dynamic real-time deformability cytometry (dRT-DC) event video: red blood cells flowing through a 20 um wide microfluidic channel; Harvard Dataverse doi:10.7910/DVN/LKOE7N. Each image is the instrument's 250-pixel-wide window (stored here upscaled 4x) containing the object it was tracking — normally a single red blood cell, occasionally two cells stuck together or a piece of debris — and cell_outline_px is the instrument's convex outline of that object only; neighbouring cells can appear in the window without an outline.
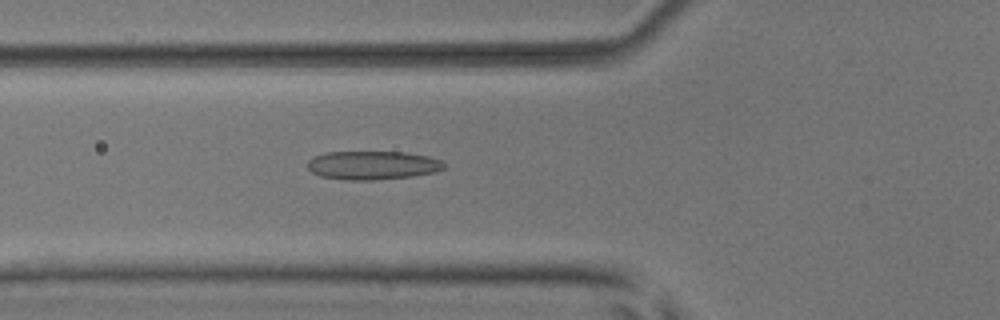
{"species": "common noctule bat (a hibernating species)", "species_latin": "Nyctalus noctula", "temperature_condition": "room temperature", "stored_images_in_passage": 45, "camera_frame_rate_fps": 3000, "um_per_image_px": 0.085, "animal": {"sex": "male", "body_mass_g": 17.9, "forearm_length_mm": 54.2}, "frame": {"image": 1, "passage_image": 12, "time_ms": 3.667, "image_size_px": [1000, 320], "cell_outline_px": [[444, 168], [436, 172], [412, 176], [376, 180], [344, 180], [320, 176], [312, 172], [308, 168], [308, 160], [312, 156], [324, 152], [404, 152], [428, 156], [440, 160], [444, 164]], "centroid_in_image_um": [31.64, 14.05], "position_along_channel_um": 94.2, "area_um2": 22.89}}
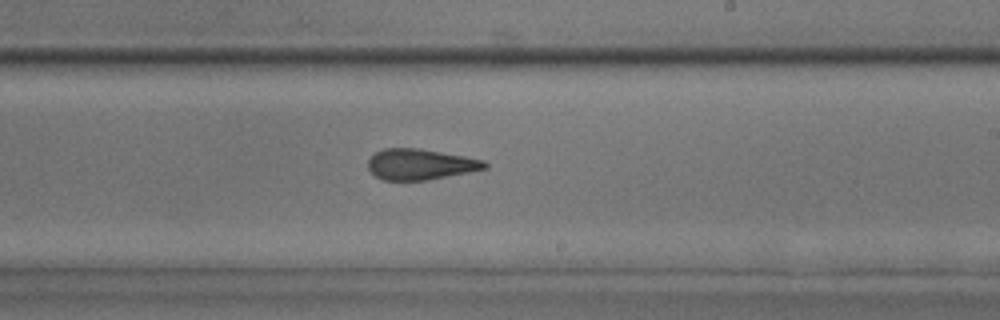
{"frame": {"image": 2, "passage_image": 24, "time_ms": 7.667, "image_size_px": [1000, 320], "cell_outline_px": [[488, 168], [428, 180], [384, 180], [376, 176], [368, 168], [368, 160], [376, 152], [384, 148], [420, 148], [464, 156], [484, 160], [488, 164]], "centroid_in_image_um": [35.74, 13.96], "position_along_channel_um": 253.3, "area_um2": 20.87}}
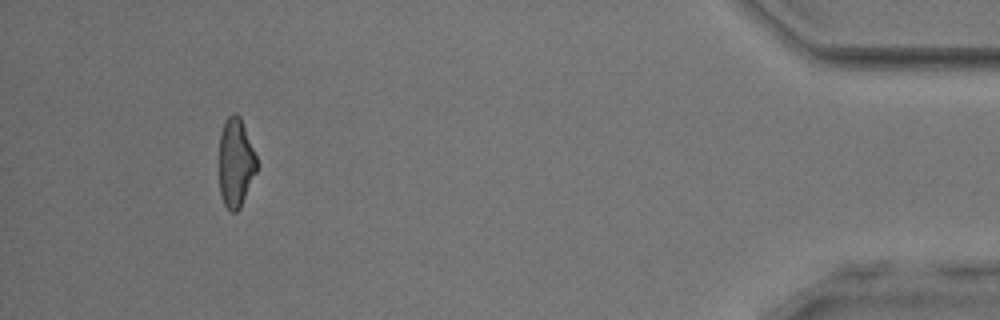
{"frame": {"image": 3, "passage_image": 41, "time_ms": 13.333, "image_size_px": [1000, 320], "cell_outline_px": [[256, 172], [240, 208], [236, 212], [232, 212], [224, 204], [220, 192], [220, 136], [224, 120], [232, 112], [236, 112], [240, 116], [256, 156]], "centroid_in_image_um": [20.03, 13.8], "position_along_channel_um": 415.2, "area_um2": 19.25}, "authors_computed_cell_mechanics": {"area_um2": 21.2704, "velocity_mm_per_s": 3.9885, "shape_relaxation_time_tau1_ms": 7.1331, "shape_relaxation_time_tau2_ms": 2.4398, "deformation_change_tau1": 0.1783, "deformation_change_tau2": 0.111}}